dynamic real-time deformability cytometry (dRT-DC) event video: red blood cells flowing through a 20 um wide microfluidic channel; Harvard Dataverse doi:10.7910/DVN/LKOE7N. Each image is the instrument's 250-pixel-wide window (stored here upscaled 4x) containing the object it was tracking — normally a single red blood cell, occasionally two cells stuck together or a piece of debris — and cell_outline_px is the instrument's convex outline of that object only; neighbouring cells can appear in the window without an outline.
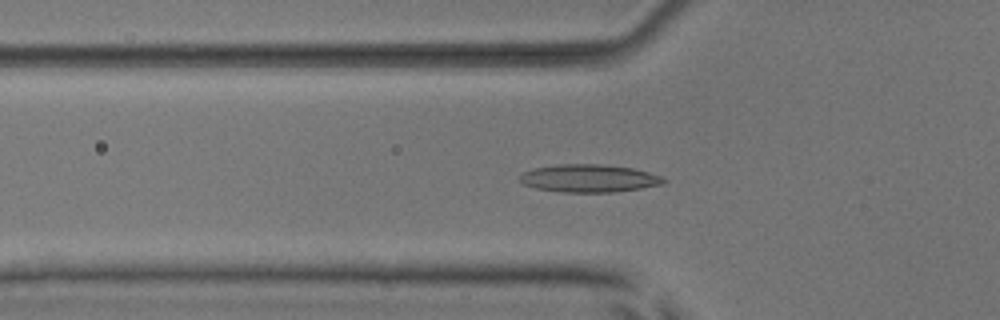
{"species": "common noctule bat (a hibernating species)", "species_latin": "Nyctalus noctula", "temperature_condition": "room temperature", "stored_images_in_passage": 52, "camera_frame_rate_fps": 3000, "um_per_image_px": 0.085, "animal": {"sex": "male", "body_mass_g": 17.9, "forearm_length_mm": 54.2}, "frame": {"image": 1, "passage_image": 18, "time_ms": 5.667, "image_size_px": [1000, 320], "cell_outline_px": [[668, 180], [664, 184], [616, 192], [560, 192], [536, 188], [524, 184], [520, 180], [520, 176], [524, 172], [532, 168], [556, 164], [600, 164], [632, 168], [648, 172], [660, 176]], "centroid_in_image_um": [50.07, 15.15], "position_along_channel_um": 75.7, "area_um2": 23.29}}
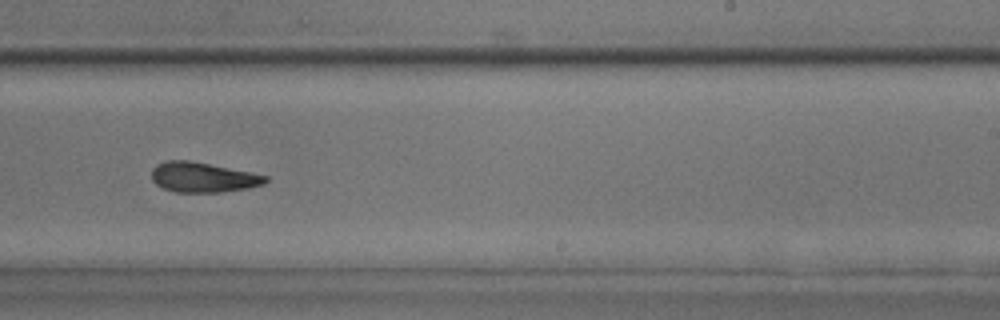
{"frame": {"image": 2, "passage_image": 33, "time_ms": 10.667, "image_size_px": [1000, 320], "cell_outline_px": [[268, 180], [264, 184], [248, 188], [220, 192], [176, 192], [164, 188], [156, 184], [152, 180], [152, 168], [156, 164], [164, 160], [188, 160], [268, 176]], "centroid_in_image_um": [17.21, 15.07], "position_along_channel_um": 271.8, "area_um2": 19.71}}
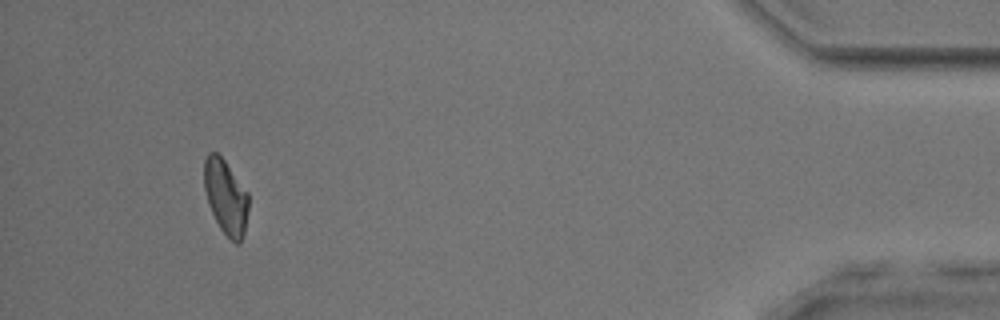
{"frame": {"image": 3, "passage_image": 49, "time_ms": 16.0, "image_size_px": [1000, 320], "cell_outline_px": [[248, 208], [244, 236], [240, 244], [236, 244], [220, 228], [208, 204], [204, 188], [204, 160], [208, 152], [216, 152], [224, 160], [248, 192]], "centroid_in_image_um": [19.19, 16.74], "position_along_channel_um": 416.0, "area_um2": 19.25}, "authors_computed_cell_mechanics": {"area_um2": 20.519, "velocity_mm_per_s": 3.9293, "shape_relaxation_time_tau1_ms": null, "shape_relaxation_time_tau2_ms": 4.4464, "deformation_change_tau1": null, "deformation_change_tau2": 0.1222}}